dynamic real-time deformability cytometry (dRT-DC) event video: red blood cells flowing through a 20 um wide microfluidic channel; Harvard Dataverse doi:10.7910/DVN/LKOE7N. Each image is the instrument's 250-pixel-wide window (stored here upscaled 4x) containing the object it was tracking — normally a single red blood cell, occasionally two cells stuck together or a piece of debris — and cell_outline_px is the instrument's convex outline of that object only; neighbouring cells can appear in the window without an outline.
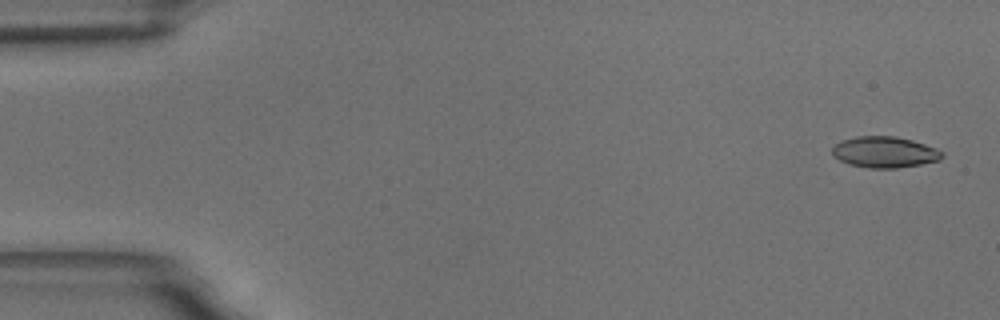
{"species": "common noctule bat (a hibernating species)", "species_latin": "Nyctalus noctula", "temperature_condition": "room temperature", "stored_images_in_passage": 5, "camera_frame_rate_fps": 3000, "um_per_image_px": 0.085, "animal": {"sex": "male", "body_mass_g": 18.8}, "frame": {"image": 1, "passage_image": 1, "time_ms": 0.0, "image_size_px": [1000, 320], "cell_outline_px": [[944, 156], [940, 160], [920, 164], [896, 168], [868, 168], [848, 164], [832, 156], [832, 148], [840, 140], [856, 136], [896, 136], [912, 140], [936, 148], [944, 152]], "centroid_in_image_um": [75.18, 12.92], "position_along_channel_um": 9.8, "area_um2": 20.06}}
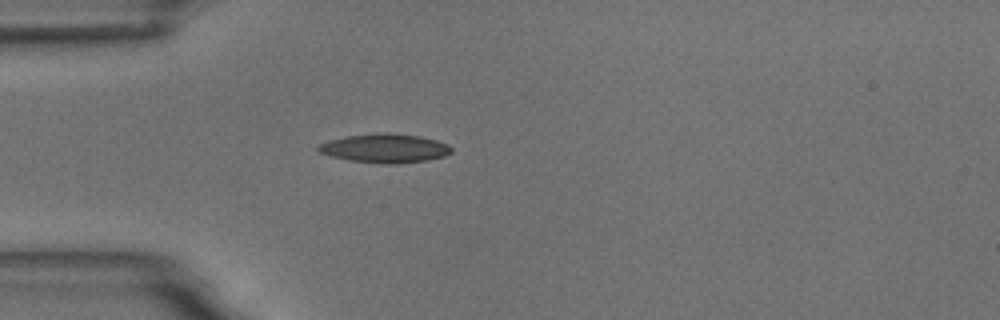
{"frame": {"image": 2, "passage_image": 5, "time_ms": 4.667, "image_size_px": [1000, 320], "cell_outline_px": [[452, 152], [444, 156], [428, 160], [396, 164], [384, 164], [348, 160], [332, 156], [320, 152], [316, 148], [320, 144], [328, 140], [348, 136], [388, 132], [420, 136], [436, 140], [448, 144], [452, 148]], "centroid_in_image_um": [32.74, 12.61], "position_along_channel_um": 52.3, "area_um2": 22.37}}